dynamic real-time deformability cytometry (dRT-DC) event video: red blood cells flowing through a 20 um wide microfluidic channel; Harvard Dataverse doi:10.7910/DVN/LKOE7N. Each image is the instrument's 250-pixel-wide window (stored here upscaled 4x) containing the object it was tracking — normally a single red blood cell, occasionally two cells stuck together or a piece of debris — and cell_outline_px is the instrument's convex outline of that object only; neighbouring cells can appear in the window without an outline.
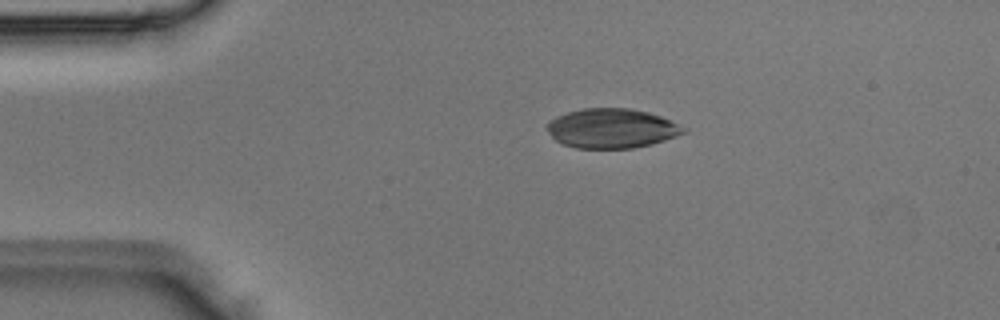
{"species": "Egyptian fruit bat (a non-hibernating species)", "species_latin": "Rousettus aegyptiacus", "temperature_condition": "room temperature", "stored_images_in_passage": 4, "camera_frame_rate_fps": 3000, "um_per_image_px": 0.085, "animal": {"sex": "male"}, "frame": {"image": 1, "passage_image": 3, "time_ms": 0.667, "image_size_px": [1000, 320], "cell_outline_px": [[688, 132], [652, 144], [632, 148], [576, 148], [564, 144], [556, 140], [544, 128], [556, 116], [568, 112], [584, 108], [632, 108], [648, 112], [660, 116], [688, 128]], "centroid_in_image_um": [52.02, 10.91], "position_along_channel_um": 33.0, "area_um2": 31.44}}